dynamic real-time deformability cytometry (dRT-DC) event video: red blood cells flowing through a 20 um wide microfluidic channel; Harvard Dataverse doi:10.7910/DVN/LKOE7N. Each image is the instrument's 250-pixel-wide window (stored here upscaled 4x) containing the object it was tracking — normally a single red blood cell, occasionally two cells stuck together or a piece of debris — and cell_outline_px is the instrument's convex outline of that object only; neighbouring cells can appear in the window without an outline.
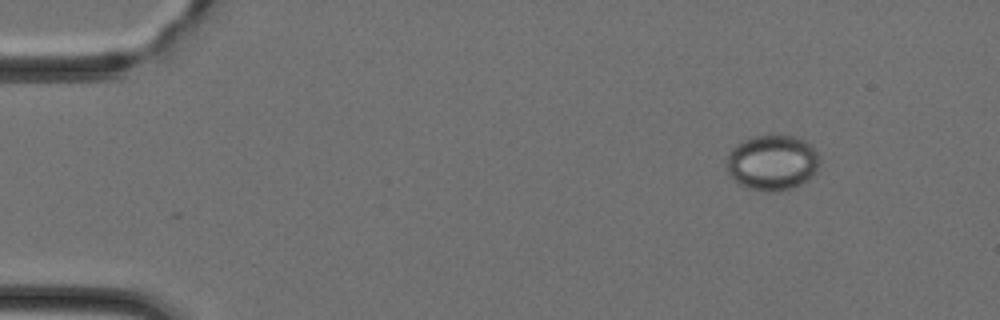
{"species": "Egyptian fruit bat (a non-hibernating species)", "species_latin": "Rousettus aegyptiacus", "temperature_condition": "cold", "stored_images_in_passage": 4, "camera_frame_rate_fps": 3000, "um_per_image_px": 0.085, "animal": {"sex": "female"}, "frame": {"image": 1, "passage_image": 3, "time_ms": 0.667, "image_size_px": [1000, 320], "cell_outline_px": [[820, 164], [816, 172], [808, 180], [792, 188], [780, 192], [764, 192], [748, 188], [740, 184], [728, 172], [728, 152], [736, 144], [744, 140], [768, 132], [772, 132], [792, 136], [804, 140], [812, 144], [820, 156]], "centroid_in_image_um": [65.69, 13.79], "position_along_channel_um": 19.3, "area_um2": 30.75}}